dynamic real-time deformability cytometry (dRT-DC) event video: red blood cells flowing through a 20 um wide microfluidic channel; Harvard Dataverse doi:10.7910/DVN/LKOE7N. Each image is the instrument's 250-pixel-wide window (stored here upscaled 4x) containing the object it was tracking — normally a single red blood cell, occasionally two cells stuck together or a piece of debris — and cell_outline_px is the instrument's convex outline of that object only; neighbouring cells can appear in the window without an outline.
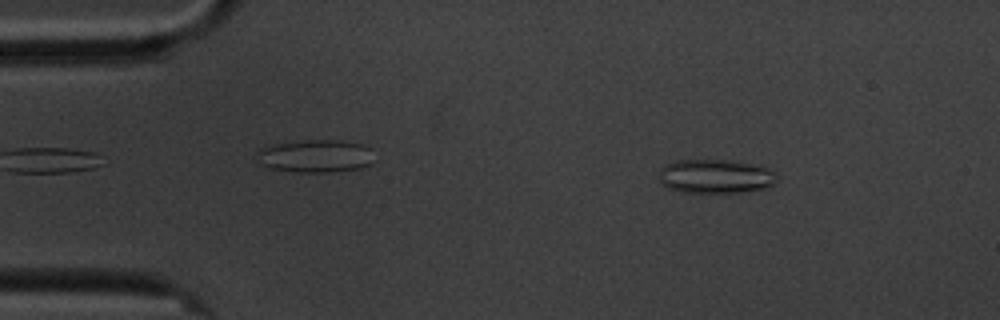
{"species": "common noctule bat (a hibernating species)", "species_latin": "Nyctalus noctula", "temperature_condition": "cold", "stored_images_in_passage": 51, "camera_frame_rate_fps": 3000, "um_per_image_px": 0.085, "animal": {"sex": "male", "body_mass_g": 20.1, "forearm_length_mm": 53.5}, "frame": {"image": 1, "passage_image": 1, "time_ms": 0.0, "image_size_px": [1000, 320], "cell_outline_px": [[780, 180], [764, 188], [748, 192], [684, 192], [668, 188], [660, 180], [660, 168], [664, 164], [676, 160], [732, 160], [760, 164], [776, 172]], "centroid_in_image_um": [60.89, 14.97], "position_along_channel_um": 24.1, "area_um2": 23.76}}
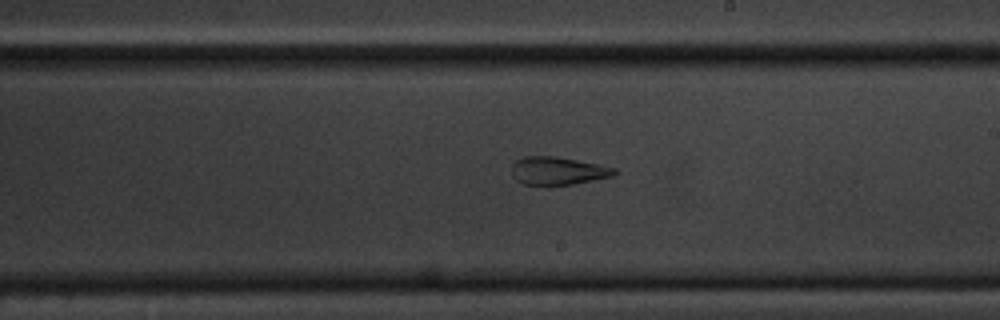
{"frame": {"image": 2, "passage_image": 26, "time_ms": 8.333, "image_size_px": [1000, 320], "cell_outline_px": [[620, 172], [616, 176], [552, 188], [544, 188], [524, 184], [516, 180], [512, 176], [512, 164], [516, 160], [524, 156], [552, 156], [600, 164], [616, 168]], "centroid_in_image_um": [47.44, 14.57], "position_along_channel_um": 241.6, "area_um2": 17.63}}
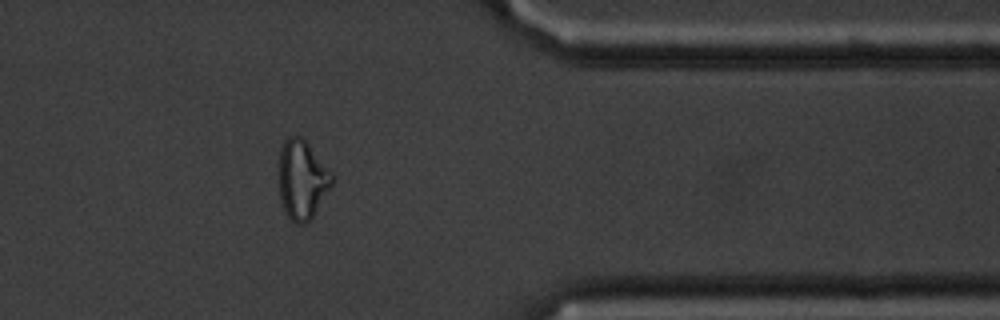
{"frame": {"image": 3, "passage_image": 40, "time_ms": 13.0, "image_size_px": [1000, 320], "cell_outline_px": [[332, 184], [312, 216], [304, 224], [296, 224], [284, 212], [280, 200], [280, 148], [284, 140], [288, 136], [300, 136], [308, 144], [332, 172]], "centroid_in_image_um": [25.66, 15.26], "position_along_channel_um": 385.7, "area_um2": 23.99}, "authors_computed_cell_mechanics": {"area_um2": 21.5016, "velocity_mm_per_s": 3.4149, "shape_relaxation_time_tau1_ms": null, "shape_relaxation_time_tau2_ms": 2.9729, "deformation_change_tau1": null, "deformation_change_tau2": 0.1301}}